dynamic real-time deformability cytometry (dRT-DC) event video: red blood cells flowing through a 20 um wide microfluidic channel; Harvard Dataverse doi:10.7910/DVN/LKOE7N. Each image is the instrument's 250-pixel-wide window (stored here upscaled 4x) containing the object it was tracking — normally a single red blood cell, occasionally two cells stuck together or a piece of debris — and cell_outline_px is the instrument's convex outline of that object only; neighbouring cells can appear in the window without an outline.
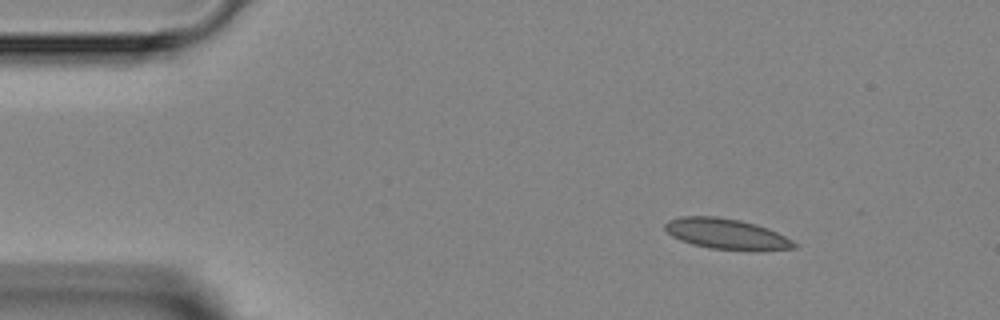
{"species": "Egyptian fruit bat (a non-hibernating species)", "species_latin": "Rousettus aegyptiacus", "temperature_condition": "room temperature", "stored_images_in_passage": 3, "camera_frame_rate_fps": 3000, "um_per_image_px": 0.085, "animal": {"sex": "female"}, "frame": {"image": 1, "passage_image": 1, "time_ms": 0.0, "image_size_px": [1000, 320], "cell_outline_px": [[800, 244], [796, 248], [708, 248], [692, 244], [680, 240], [672, 236], [664, 228], [664, 224], [668, 220], [680, 216], [716, 216], [740, 220], [756, 224], [768, 228]], "centroid_in_image_um": [61.66, 19.83], "position_along_channel_um": 23.3, "area_um2": 22.25}}
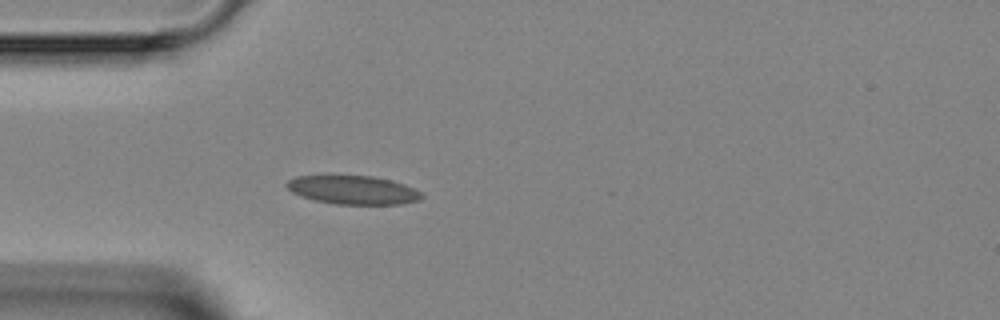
{"frame": {"image": 2, "passage_image": 3, "time_ms": 2.333, "image_size_px": [1000, 320], "cell_outline_px": [[424, 196], [420, 200], [400, 204], [336, 204], [316, 200], [300, 196], [292, 192], [284, 184], [288, 180], [296, 176], [328, 172], [372, 176], [392, 180], [404, 184], [420, 192]], "centroid_in_image_um": [29.92, 16.08], "position_along_channel_um": 55.1, "area_um2": 23.47}}